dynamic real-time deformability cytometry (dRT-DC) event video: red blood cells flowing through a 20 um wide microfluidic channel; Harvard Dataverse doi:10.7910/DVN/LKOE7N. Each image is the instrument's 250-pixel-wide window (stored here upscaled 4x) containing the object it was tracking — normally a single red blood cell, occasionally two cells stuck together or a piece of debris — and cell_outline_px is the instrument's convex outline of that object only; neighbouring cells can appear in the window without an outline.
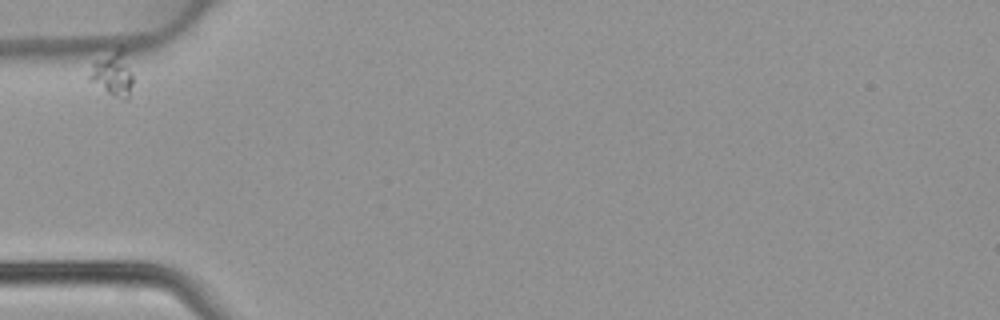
{"species": "common noctule bat (a hibernating species)", "species_latin": "Nyctalus noctula", "temperature_condition": "warm", "stored_images_in_passage": 32, "camera_frame_rate_fps": 3000, "um_per_image_px": 0.085, "animal": {"sex": "female", "body_mass_g": 22.7, "forearm_length_mm": 54.2}, "frame": {"image": 1, "passage_image": 1, "time_ms": 0.0, "image_size_px": [1000, 320], "cell_outline_px": [[132, 84], [128, 96], [124, 100], [112, 96], [88, 80], [88, 76], [92, 64], [96, 60], [120, 44], [124, 48], [132, 72]], "centroid_in_image_um": [9.59, 6.23], "position_along_channel_um": 75.4, "area_um2": 11.56}}
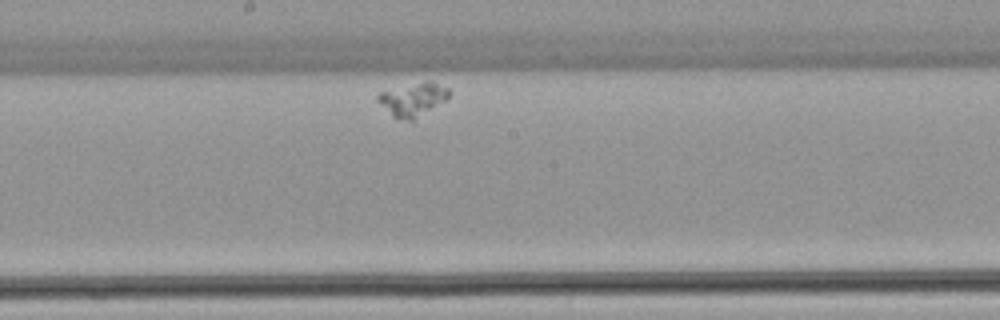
{"frame": {"image": 2, "passage_image": 16, "time_ms": 5.0, "image_size_px": [1000, 320], "cell_outline_px": [[448, 96], [444, 100], [412, 120], [408, 120], [392, 116], [376, 100], [376, 96], [380, 92], [424, 80], [432, 80], [448, 88]], "centroid_in_image_um": [35.06, 8.4], "position_along_channel_um": 213.1, "area_um2": 13.47}}
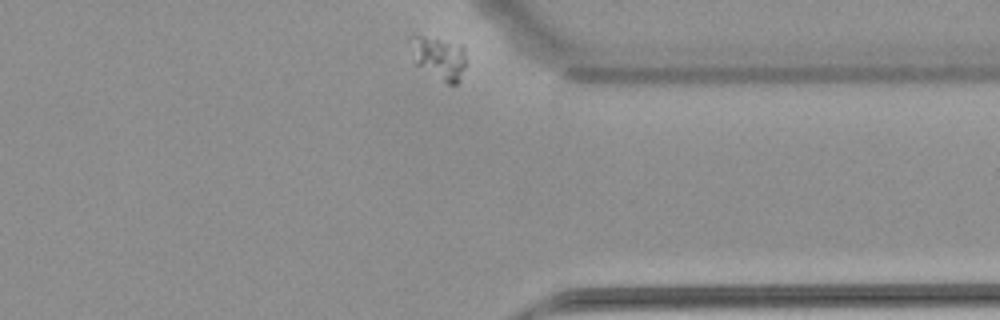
{"frame": {"image": 3, "passage_image": 32, "time_ms": 10.333, "image_size_px": [1000, 320], "cell_outline_px": [[464, 68], [460, 80], [456, 84], [448, 84], [416, 64], [408, 40], [412, 36], [420, 36], [464, 44]], "centroid_in_image_um": [37.33, 4.9], "position_along_channel_um": 374.1, "area_um2": 13.58}}